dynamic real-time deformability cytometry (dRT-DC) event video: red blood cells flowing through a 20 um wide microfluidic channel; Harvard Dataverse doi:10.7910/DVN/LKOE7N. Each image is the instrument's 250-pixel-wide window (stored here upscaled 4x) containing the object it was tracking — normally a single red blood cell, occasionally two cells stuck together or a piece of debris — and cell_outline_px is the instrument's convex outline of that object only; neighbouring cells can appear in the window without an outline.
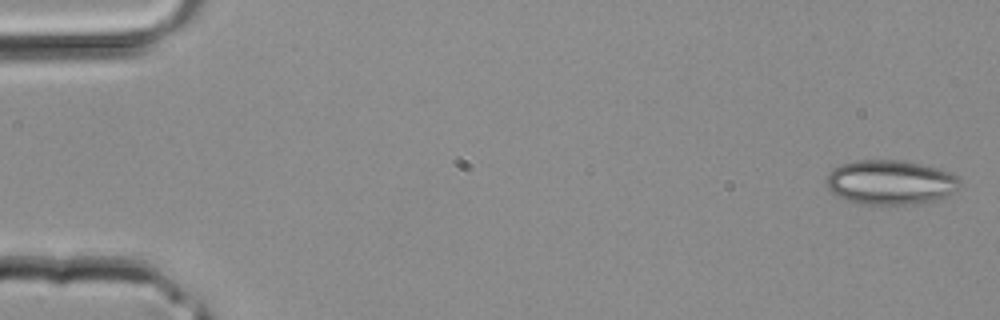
{"species": "common noctule bat (a hibernating species)", "species_latin": "Nyctalus noctula", "temperature_condition": "room temperature", "stored_images_in_passage": 3, "camera_frame_rate_fps": 3000, "um_per_image_px": 0.085, "animal": {"sex": "male", "body_mass_g": 20.4}, "frame": {"image": 1, "passage_image": 1, "time_ms": 0.0, "image_size_px": [1000, 320], "cell_outline_px": [[960, 188], [936, 200], [924, 204], [860, 204], [836, 196], [828, 188], [828, 176], [832, 168], [840, 164], [856, 160], [900, 160], [920, 164], [936, 168], [960, 176]], "centroid_in_image_um": [75.7, 15.5], "position_along_channel_um": 9.3, "area_um2": 34.68}}